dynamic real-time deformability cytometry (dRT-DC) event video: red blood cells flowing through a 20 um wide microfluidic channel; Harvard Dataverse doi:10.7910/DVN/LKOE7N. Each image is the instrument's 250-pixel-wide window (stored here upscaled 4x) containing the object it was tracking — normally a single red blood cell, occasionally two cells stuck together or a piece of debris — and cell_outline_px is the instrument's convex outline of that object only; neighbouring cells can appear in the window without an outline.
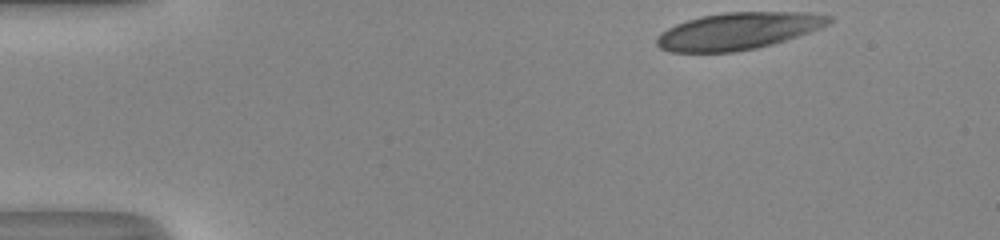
{"species": "human", "species_latin": "Homo sapiens", "temperature_condition": "room temperature", "stored_images_in_passage": 37, "camera_frame_rate_fps": 3000, "um_per_image_px": 0.085, "donor": {"sex": "male"}, "frame": {"image": 1, "passage_image": 1, "time_ms": 0.0, "image_size_px": [1000, 240], "cell_outline_px": [[832, 20], [828, 24], [820, 28], [772, 44], [756, 48], [732, 52], [668, 52], [660, 48], [656, 44], [656, 36], [660, 32], [676, 24], [700, 16], [724, 12], [812, 12], [832, 16]], "centroid_in_image_um": [62.71, 2.63], "position_along_channel_um": 22.3, "area_um2": 37.11}}
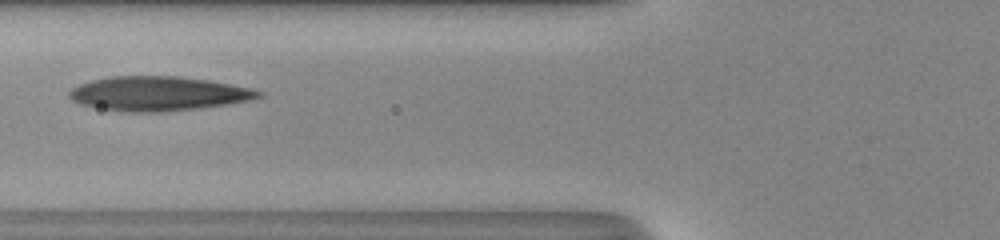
{"frame": {"image": 2, "passage_image": 15, "time_ms": 4.667, "image_size_px": [1000, 240], "cell_outline_px": [[264, 96], [252, 100], [228, 104], [196, 108], [160, 112], [132, 112], [100, 108], [80, 104], [72, 100], [68, 96], [68, 92], [72, 88], [80, 84], [92, 80], [112, 76], [176, 76], [208, 80], [232, 84], [252, 88], [264, 92]], "centroid_in_image_um": [13.49, 7.95], "position_along_channel_um": 112.3, "area_um2": 37.86}}
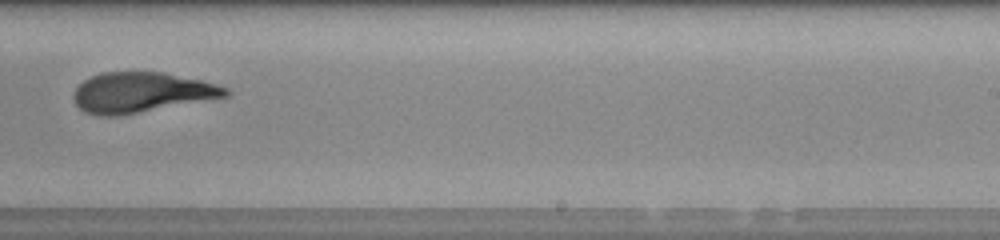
{"frame": {"image": 3, "passage_image": 27, "time_ms": 8.667, "image_size_px": [1000, 240], "cell_outline_px": [[228, 96], [116, 116], [96, 116], [84, 112], [76, 104], [72, 96], [76, 88], [84, 80], [100, 72], [160, 72], [200, 80], [216, 84], [228, 88]], "centroid_in_image_um": [11.96, 7.86], "position_along_channel_um": 277.0, "area_um2": 35.14}, "authors_computed_cell_mechanics": {"area_um2": 37.1076, "velocity_mm_per_s": 4.127, "shape_relaxation_time_tau1_ms": 8.959, "shape_relaxation_time_tau2_ms": 1.9034, "deformation_change_tau1": 0.3027, "deformation_change_tau2": 0.0994}}